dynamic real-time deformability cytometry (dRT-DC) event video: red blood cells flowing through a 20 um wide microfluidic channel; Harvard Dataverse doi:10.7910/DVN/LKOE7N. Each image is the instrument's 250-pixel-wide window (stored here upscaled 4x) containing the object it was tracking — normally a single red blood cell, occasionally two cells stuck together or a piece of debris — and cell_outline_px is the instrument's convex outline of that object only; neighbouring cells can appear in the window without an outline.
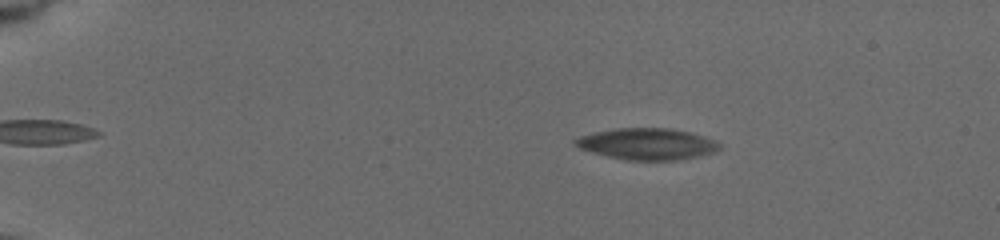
{"species": "common noctule bat (a hibernating species)", "species_latin": "Nyctalus noctula", "temperature_condition": "cold", "stored_images_in_passage": 59, "camera_frame_rate_fps": 3000, "um_per_image_px": 0.085, "animal": {"sex": "female", "body_mass_g": 19.5, "forearm_length_mm": 54.1}, "frame": {"image": 1, "passage_image": 11, "time_ms": 3.333, "image_size_px": [1000, 240], "cell_outline_px": [[720, 148], [708, 152], [692, 156], [672, 160], [628, 160], [608, 156], [580, 148], [572, 144], [572, 140], [580, 136], [596, 132], [620, 128], [668, 128], [688, 132], [712, 140], [720, 144]], "centroid_in_image_um": [54.9, 12.22], "position_along_channel_um": 30.1, "area_um2": 25.55}}
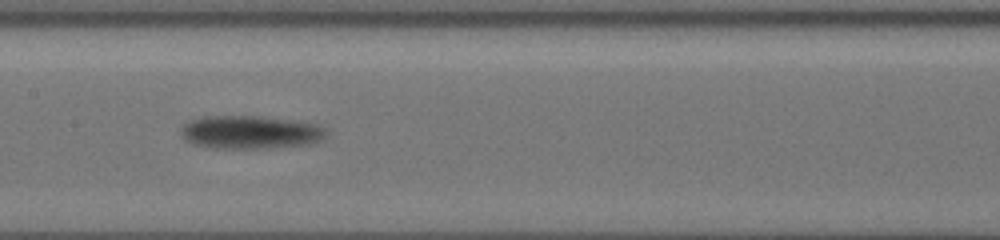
{"frame": {"image": 2, "passage_image": 32, "time_ms": 10.333, "image_size_px": [1000, 240], "cell_outline_px": [[324, 136], [308, 144], [268, 148], [212, 148], [196, 144], [188, 140], [180, 132], [184, 124], [188, 120], [204, 116], [260, 116], [288, 120], [312, 124], [324, 128]], "centroid_in_image_um": [21.19, 11.23], "position_along_channel_um": 186.2, "area_um2": 27.46}}
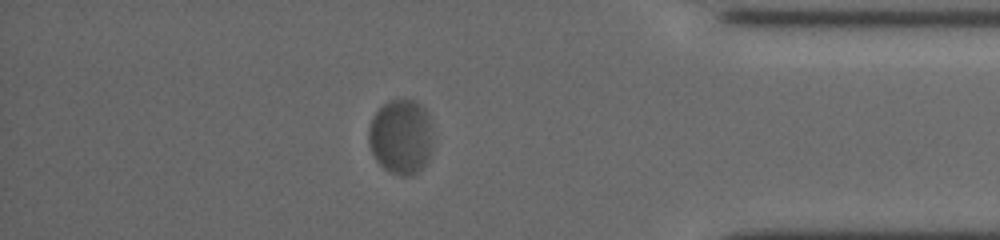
{"frame": {"image": 3, "passage_image": 52, "time_ms": 17.0, "image_size_px": [1000, 240], "cell_outline_px": [[428, 160], [424, 168], [412, 176], [400, 176], [384, 168], [376, 160], [372, 152], [368, 140], [368, 128], [376, 112], [388, 100], [400, 96], [416, 100], [428, 112]], "centroid_in_image_um": [34.03, 11.59], "position_along_channel_um": 401.2, "area_um2": 27.86}, "authors_computed_cell_mechanics": {"area_um2": 26.7036, "velocity_mm_per_s": 3.5638, "shape_relaxation_time_tau1_ms": 4.2702, "shape_relaxation_time_tau2_ms": null, "deformation_change_tau1": 0.1104, "deformation_change_tau2": null}}